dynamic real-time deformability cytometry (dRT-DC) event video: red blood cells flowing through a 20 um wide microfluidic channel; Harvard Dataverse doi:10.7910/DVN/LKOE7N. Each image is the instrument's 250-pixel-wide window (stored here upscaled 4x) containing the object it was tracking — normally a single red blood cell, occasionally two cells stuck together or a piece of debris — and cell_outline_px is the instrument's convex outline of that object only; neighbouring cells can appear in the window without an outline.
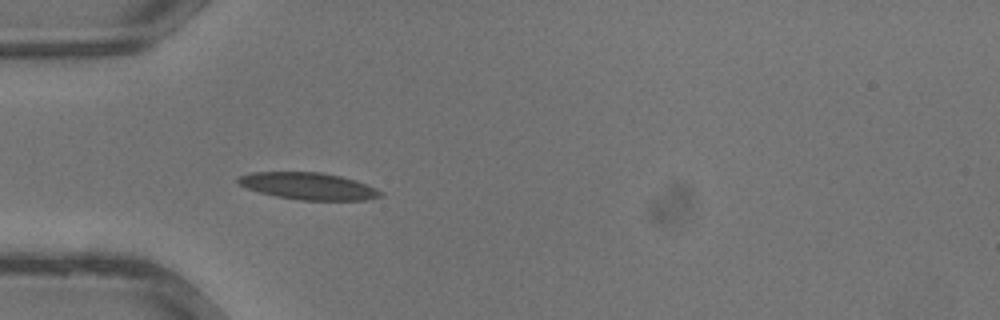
{"species": "common noctule bat (a hibernating species)", "species_latin": "Nyctalus noctula", "temperature_condition": "warm", "stored_images_in_passage": 25, "camera_frame_rate_fps": 3000, "um_per_image_px": 0.085, "animal": {"sex": "male", "body_mass_g": 13.3}, "frame": {"image": 1, "passage_image": 1, "time_ms": 0.0, "image_size_px": [1000, 320], "cell_outline_px": [[380, 196], [364, 200], [300, 200], [276, 196], [260, 192], [248, 188], [240, 184], [236, 180], [236, 176], [252, 172], [320, 172], [340, 176], [356, 180], [376, 188], [380, 192]], "centroid_in_image_um": [26.17, 15.81], "position_along_channel_um": 58.8, "area_um2": 22.2}}
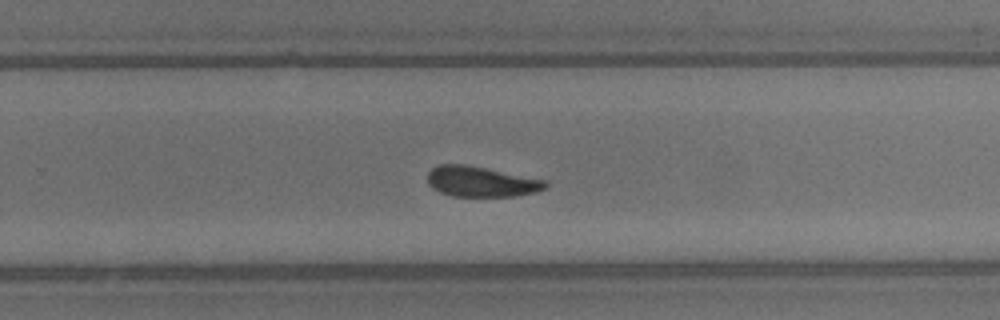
{"frame": {"image": 2, "passage_image": 13, "time_ms": 4.0, "image_size_px": [1000, 320], "cell_outline_px": [[548, 184], [544, 188], [536, 192], [512, 196], [452, 196], [440, 192], [432, 188], [428, 184], [428, 172], [432, 168], [440, 164], [464, 164], [548, 180]], "centroid_in_image_um": [40.89, 15.43], "position_along_channel_um": 288.9, "area_um2": 20.81}}
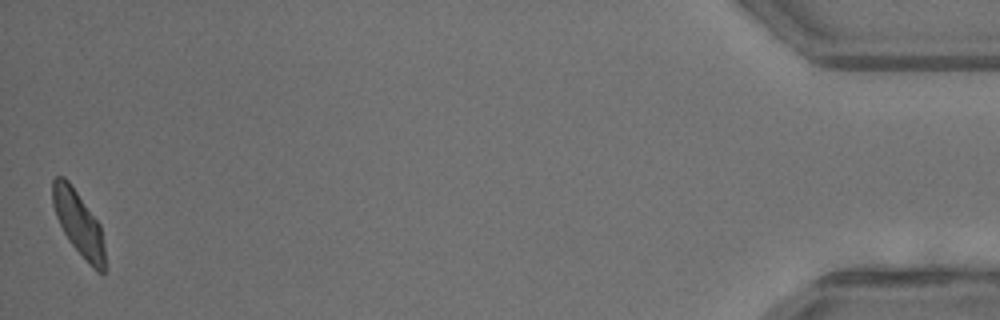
{"frame": {"image": 3, "passage_image": 25, "time_ms": 8.0, "image_size_px": [1000, 320], "cell_outline_px": [[104, 276], [96, 272], [92, 268], [68, 240], [56, 216], [52, 204], [52, 180], [56, 176], [64, 176], [68, 180], [100, 224], [104, 248]], "centroid_in_image_um": [6.67, 18.98], "position_along_channel_um": 428.5, "area_um2": 19.54}}